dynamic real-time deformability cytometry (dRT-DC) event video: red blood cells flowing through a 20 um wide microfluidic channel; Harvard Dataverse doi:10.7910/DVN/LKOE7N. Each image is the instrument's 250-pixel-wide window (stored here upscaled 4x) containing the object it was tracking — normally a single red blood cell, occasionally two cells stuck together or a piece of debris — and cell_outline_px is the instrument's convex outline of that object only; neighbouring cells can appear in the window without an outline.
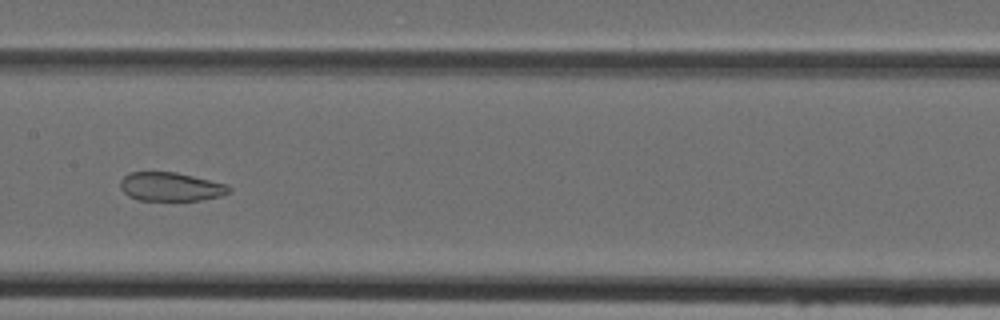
{"species": "Egyptian fruit bat (a non-hibernating species)", "species_latin": "Rousettus aegyptiacus", "temperature_condition": "cold", "stored_images_in_passage": 37, "camera_frame_rate_fps": 3000, "um_per_image_px": 0.085, "animal": {"sex": "female"}, "frame": {"image": 1, "passage_image": 14, "time_ms": 4.333, "image_size_px": [1000, 320], "cell_outline_px": [[232, 188], [228, 192], [220, 196], [200, 200], [136, 200], [128, 196], [120, 188], [120, 180], [128, 172], [176, 172], [228, 184]], "centroid_in_image_um": [14.49, 15.87], "position_along_channel_um": 192.9, "area_um2": 18.26}}
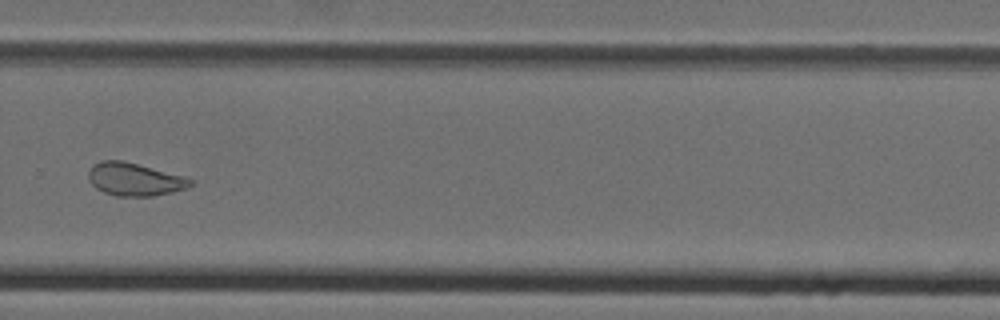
{"frame": {"image": 2, "passage_image": 23, "time_ms": 7.333, "image_size_px": [1000, 320], "cell_outline_px": [[192, 184], [188, 188], [172, 192], [152, 196], [116, 196], [104, 192], [96, 188], [88, 180], [88, 172], [92, 164], [100, 160], [124, 160], [184, 176], [192, 180]], "centroid_in_image_um": [11.41, 15.23], "position_along_channel_um": 318.4, "area_um2": 19.71}}
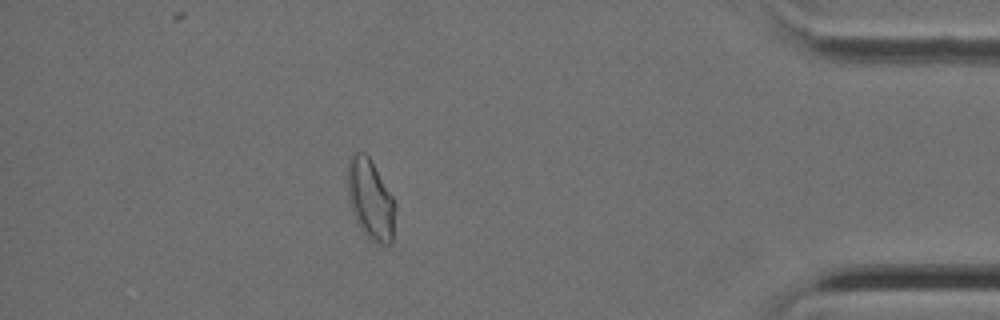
{"frame": {"image": 3, "passage_image": 32, "time_ms": 10.333, "image_size_px": [1000, 320], "cell_outline_px": [[396, 208], [392, 244], [380, 244], [372, 240], [360, 228], [352, 212], [348, 196], [348, 160], [352, 152], [364, 152], [368, 156], [392, 196], [396, 204]], "centroid_in_image_um": [31.5, 16.96], "position_along_channel_um": 403.7, "area_um2": 22.14}}